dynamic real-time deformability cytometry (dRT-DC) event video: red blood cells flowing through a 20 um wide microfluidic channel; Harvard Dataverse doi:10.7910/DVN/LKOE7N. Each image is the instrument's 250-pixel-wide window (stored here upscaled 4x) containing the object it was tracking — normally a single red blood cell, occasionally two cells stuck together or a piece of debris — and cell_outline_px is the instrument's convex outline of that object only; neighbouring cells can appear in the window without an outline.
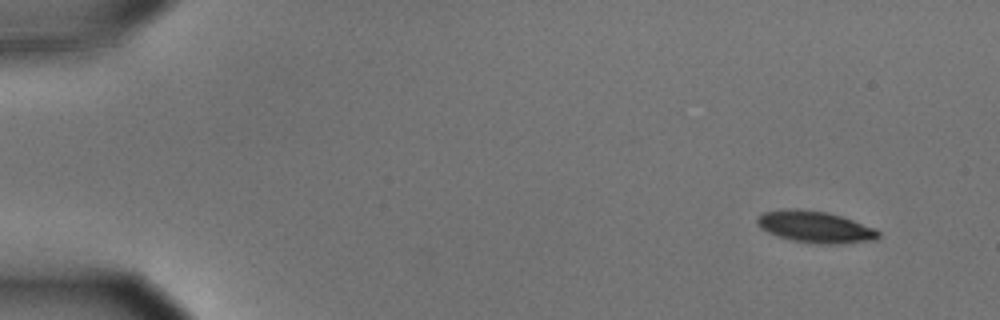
{"species": "common noctule bat (a hibernating species)", "species_latin": "Nyctalus noctula", "temperature_condition": "cold", "stored_images_in_passage": 57, "camera_frame_rate_fps": 3000, "um_per_image_px": 0.085, "animal": {"sex": "male", "body_mass_g": 15.6}, "frame": {"image": 1, "passage_image": 5, "time_ms": 1.333, "image_size_px": [1000, 320], "cell_outline_px": [[880, 236], [872, 240], [840, 244], [820, 244], [792, 240], [776, 236], [760, 228], [756, 224], [756, 220], [764, 212], [780, 208], [796, 208], [828, 212], [876, 228], [880, 232]], "centroid_in_image_um": [69.26, 19.28], "position_along_channel_um": 15.7, "area_um2": 22.48}}
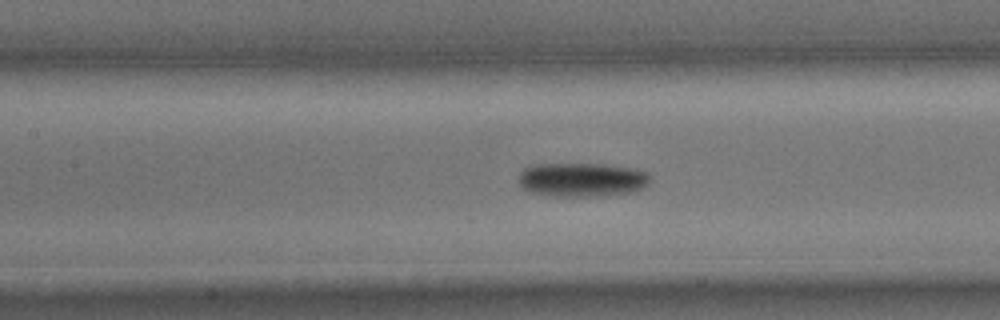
{"frame": {"image": 2, "passage_image": 27, "time_ms": 8.667, "image_size_px": [1000, 320], "cell_outline_px": [[648, 184], [632, 192], [600, 196], [552, 196], [528, 192], [520, 184], [520, 172], [524, 168], [532, 164], [604, 164], [632, 168], [648, 172]], "centroid_in_image_um": [49.43, 15.27], "position_along_channel_um": 158.0, "area_um2": 26.01}}
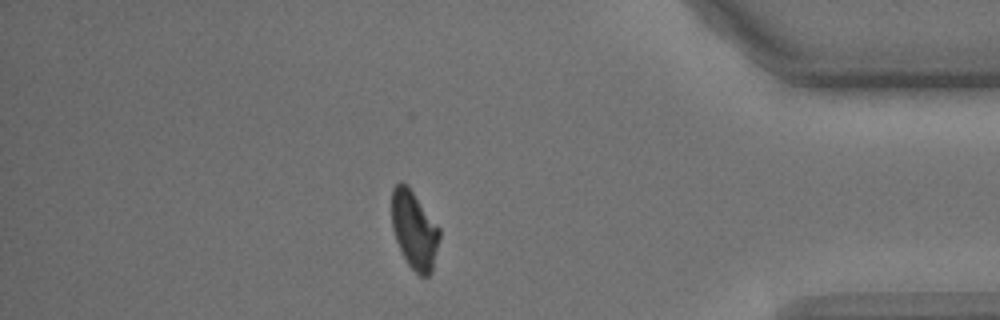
{"frame": {"image": 3, "passage_image": 50, "time_ms": 16.333, "image_size_px": [1000, 320], "cell_outline_px": [[440, 236], [432, 272], [428, 276], [420, 276], [408, 264], [396, 240], [392, 228], [392, 188], [400, 180], [408, 184], [440, 228]], "centroid_in_image_um": [35.22, 19.51], "position_along_channel_um": 400.0, "area_um2": 21.79}, "authors_computed_cell_mechanics": {"area_um2": 23.0622, "velocity_mm_per_s": 3.5545, "shape_relaxation_time_tau1_ms": 2.9307, "shape_relaxation_time_tau2_ms": null, "deformation_change_tau1": 0.1204, "deformation_change_tau2": null}}